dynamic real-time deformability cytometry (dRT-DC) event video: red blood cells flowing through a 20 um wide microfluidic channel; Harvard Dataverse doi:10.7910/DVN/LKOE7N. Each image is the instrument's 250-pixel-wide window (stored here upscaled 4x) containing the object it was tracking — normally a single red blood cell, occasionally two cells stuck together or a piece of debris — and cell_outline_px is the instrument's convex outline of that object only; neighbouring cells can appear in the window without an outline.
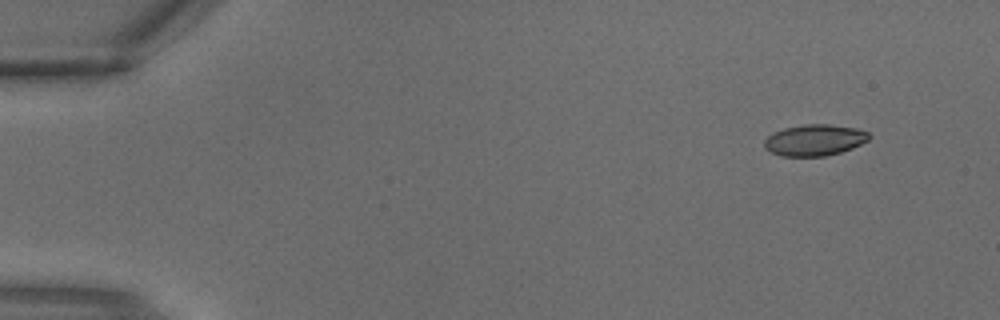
{"species": "common noctule bat (a hibernating species)", "species_latin": "Nyctalus noctula", "temperature_condition": "warm", "stored_images_in_passage": 3, "camera_frame_rate_fps": 3000, "um_per_image_px": 0.085, "animal": {"sex": "male", "body_mass_g": 18.8}, "frame": {"image": 1, "passage_image": 1, "time_ms": 0.0, "image_size_px": [1000, 320], "cell_outline_px": [[872, 136], [868, 140], [852, 148], [840, 152], [824, 156], [780, 156], [764, 148], [764, 140], [772, 132], [784, 128], [804, 124], [828, 124], [856, 128], [868, 132]], "centroid_in_image_um": [69.22, 11.9], "position_along_channel_um": 15.8, "area_um2": 19.13}}
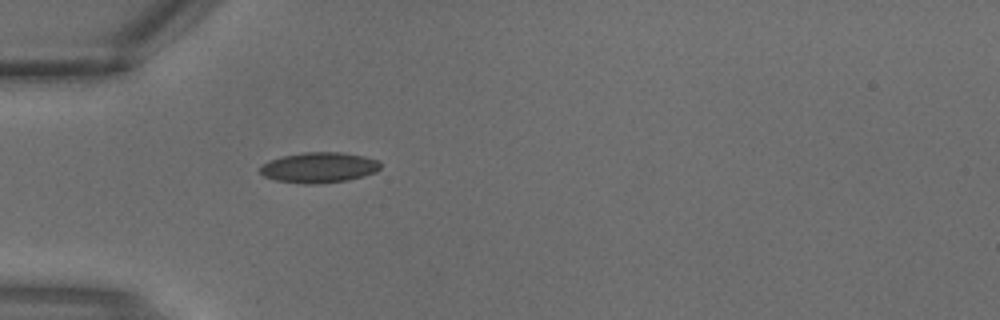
{"frame": {"image": 2, "passage_image": 3, "time_ms": 0.667, "image_size_px": [1000, 320], "cell_outline_px": [[380, 168], [376, 172], [364, 176], [348, 180], [316, 184], [308, 184], [276, 180], [264, 176], [260, 172], [260, 168], [268, 160], [280, 156], [304, 152], [340, 152], [364, 156], [380, 160]], "centroid_in_image_um": [27.13, 14.23], "position_along_channel_um": 57.9, "area_um2": 21.44}}